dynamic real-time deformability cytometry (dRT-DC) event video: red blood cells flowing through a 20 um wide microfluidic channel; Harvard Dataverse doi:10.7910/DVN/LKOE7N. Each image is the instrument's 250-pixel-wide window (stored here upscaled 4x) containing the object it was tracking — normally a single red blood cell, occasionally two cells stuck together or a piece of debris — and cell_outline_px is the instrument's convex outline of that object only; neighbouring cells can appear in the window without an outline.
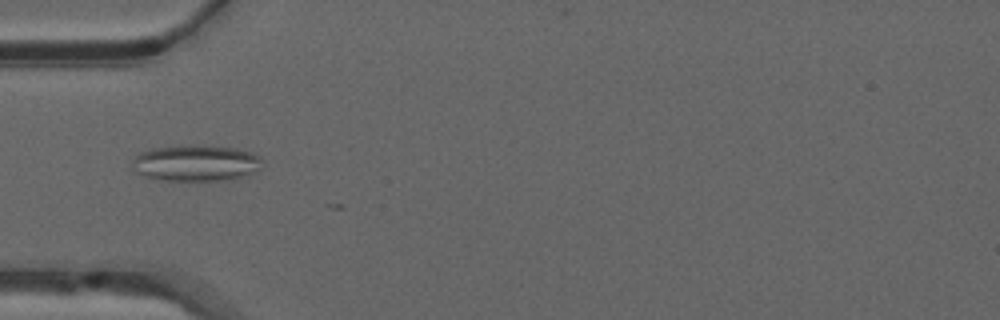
{"species": "common noctule bat (a hibernating species)", "species_latin": "Nyctalus noctula", "temperature_condition": "warm", "stored_images_in_passage": 17, "camera_frame_rate_fps": 3000, "um_per_image_px": 0.085, "animal": {"sex": "male", "forearm_length_mm": 52.5}, "frame": {"image": 1, "passage_image": 16, "time_ms": 5.0, "image_size_px": [1000, 320], "cell_outline_px": [[264, 164], [260, 168], [240, 176], [224, 180], [156, 180], [144, 176], [136, 172], [132, 168], [132, 160], [140, 152], [152, 148], [196, 144], [204, 144], [236, 148], [252, 152], [260, 156], [264, 160]], "centroid_in_image_um": [16.64, 13.83], "position_along_channel_um": 68.4, "area_um2": 27.74}}